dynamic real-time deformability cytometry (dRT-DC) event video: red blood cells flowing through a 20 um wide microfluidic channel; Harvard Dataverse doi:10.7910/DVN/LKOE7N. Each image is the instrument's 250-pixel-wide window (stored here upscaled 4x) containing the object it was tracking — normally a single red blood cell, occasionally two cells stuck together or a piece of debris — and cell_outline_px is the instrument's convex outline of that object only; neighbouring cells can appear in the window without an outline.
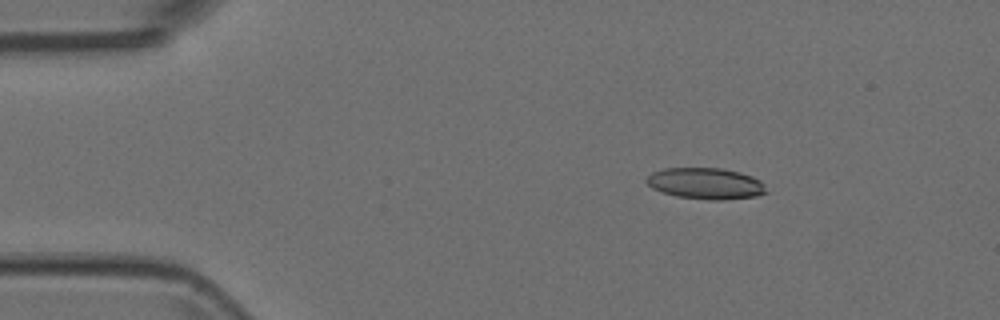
{"species": "Egyptian fruit bat (a non-hibernating species)", "species_latin": "Rousettus aegyptiacus", "temperature_condition": "room temperature", "stored_images_in_passage": 4, "camera_frame_rate_fps": 3000, "um_per_image_px": 0.085, "animal": {"sex": "female"}, "frame": {"image": 1, "passage_image": 2, "time_ms": 0.333, "image_size_px": [1000, 320], "cell_outline_px": [[768, 192], [756, 196], [724, 200], [712, 200], [676, 196], [652, 188], [644, 180], [652, 172], [664, 168], [720, 168], [740, 172], [752, 176], [760, 180], [764, 184]], "centroid_in_image_um": [60.0, 15.59], "position_along_channel_um": 25.0, "area_um2": 21.85}}